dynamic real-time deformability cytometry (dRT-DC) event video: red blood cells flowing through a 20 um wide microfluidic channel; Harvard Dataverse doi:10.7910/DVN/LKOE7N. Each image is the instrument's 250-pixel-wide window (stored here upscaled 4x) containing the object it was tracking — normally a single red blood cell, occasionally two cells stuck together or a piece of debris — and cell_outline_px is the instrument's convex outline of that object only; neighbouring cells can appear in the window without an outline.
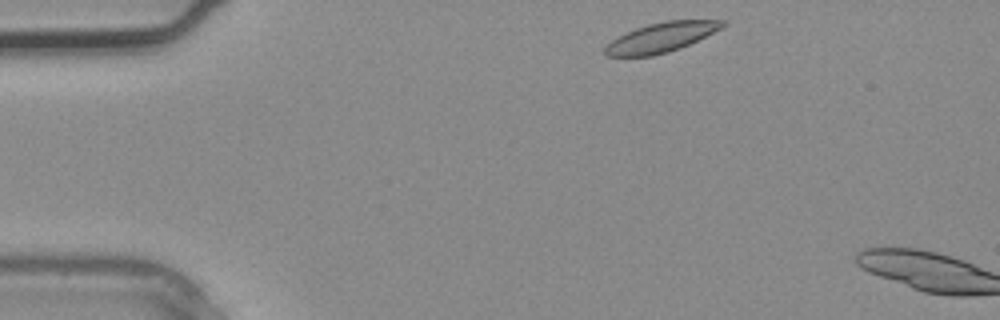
{"species": "common noctule bat (a hibernating species)", "species_latin": "Nyctalus noctula", "temperature_condition": "warm", "stored_images_in_passage": 2, "camera_frame_rate_fps": 3000, "um_per_image_px": 0.085, "animal": {"sex": "male", "body_mass_g": 20.4}, "frame": {"image": 1, "passage_image": 1, "time_ms": 0.0, "image_size_px": [1000, 320], "cell_outline_px": [[728, 24], [680, 48], [668, 52], [652, 56], [604, 56], [604, 48], [612, 40], [636, 28], [648, 24], [664, 20], [728, 20]], "centroid_in_image_um": [56.19, 3.17], "position_along_channel_um": 28.8, "area_um2": 20.0}}